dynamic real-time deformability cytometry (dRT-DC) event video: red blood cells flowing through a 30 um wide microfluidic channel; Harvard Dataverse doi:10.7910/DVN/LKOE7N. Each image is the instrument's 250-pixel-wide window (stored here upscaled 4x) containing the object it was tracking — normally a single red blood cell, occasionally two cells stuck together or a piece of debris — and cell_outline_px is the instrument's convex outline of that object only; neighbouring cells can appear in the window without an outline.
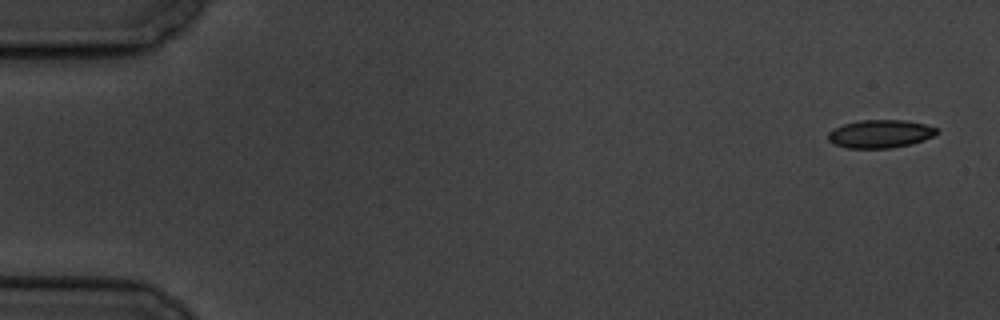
{"species": "common noctule bat (a hibernating species)", "species_latin": "Nyctalus noctula", "temperature_condition": "cold", "stored_images_in_passage": 7, "camera_frame_rate_fps": 3000, "um_per_image_px": 0.085, "animal": {"sex": "male", "body_mass_g": 19.5, "forearm_length_mm": 54.6}, "frame": {"image": 1, "passage_image": 1, "time_ms": 0.0, "image_size_px": [1000, 320], "cell_outline_px": [[940, 132], [924, 140], [912, 144], [892, 148], [848, 148], [836, 144], [828, 140], [828, 132], [832, 128], [844, 124], [860, 120], [904, 120], [924, 124], [940, 128]], "centroid_in_image_um": [74.85, 11.37], "position_along_channel_um": 10.2, "area_um2": 17.92}}
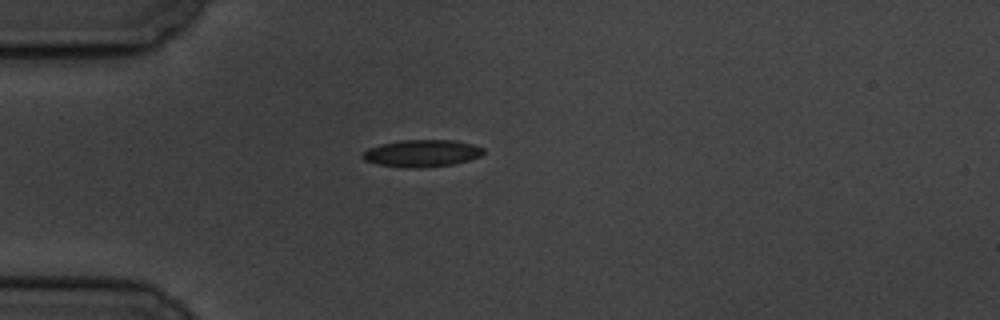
{"frame": {"image": 2, "passage_image": 5, "time_ms": 4.667, "image_size_px": [1000, 320], "cell_outline_px": [[484, 152], [480, 156], [456, 164], [416, 168], [408, 168], [376, 164], [364, 160], [360, 156], [360, 152], [368, 148], [380, 144], [400, 140], [456, 140], [472, 144], [484, 148]], "centroid_in_image_um": [35.82, 13.03], "position_along_channel_um": 49.2, "area_um2": 19.31}}
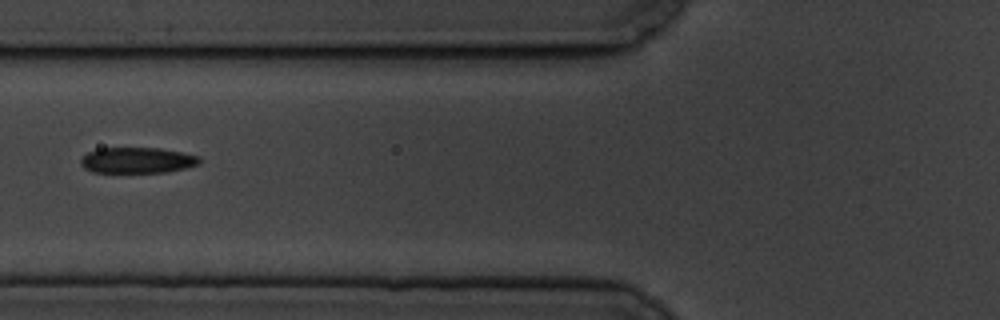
{"frame": {"image": 3, "passage_image": 7, "time_ms": 7.0, "image_size_px": [1000, 320], "cell_outline_px": [[200, 164], [188, 168], [168, 172], [92, 172], [84, 168], [80, 164], [80, 160], [88, 152], [100, 148], [160, 148], [200, 156]], "centroid_in_image_um": [11.69, 13.63], "position_along_channel_um": 114.1, "area_um2": 17.92}}